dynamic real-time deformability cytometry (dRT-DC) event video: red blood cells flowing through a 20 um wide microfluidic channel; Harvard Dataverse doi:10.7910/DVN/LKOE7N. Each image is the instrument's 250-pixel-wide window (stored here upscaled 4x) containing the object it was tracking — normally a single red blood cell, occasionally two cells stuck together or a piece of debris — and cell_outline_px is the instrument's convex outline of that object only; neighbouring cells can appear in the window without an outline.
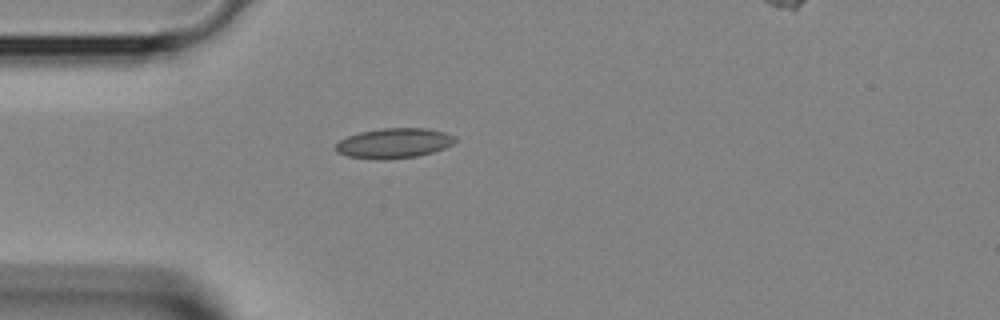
{"species": "Egyptian fruit bat (a non-hibernating species)", "species_latin": "Rousettus aegyptiacus", "temperature_condition": "room temperature", "stored_images_in_passage": 25, "camera_frame_rate_fps": 3000, "um_per_image_px": 0.085, "animal": {"sex": "female"}, "frame": {"image": 1, "passage_image": 1, "time_ms": 0.0, "image_size_px": [1000, 320], "cell_outline_px": [[456, 140], [452, 144], [444, 148], [432, 152], [416, 156], [384, 160], [348, 156], [336, 152], [336, 144], [340, 140], [348, 136], [360, 132], [380, 128], [428, 128], [444, 132], [456, 136]], "centroid_in_image_um": [33.5, 12.16], "position_along_channel_um": 51.5, "area_um2": 20.81}}
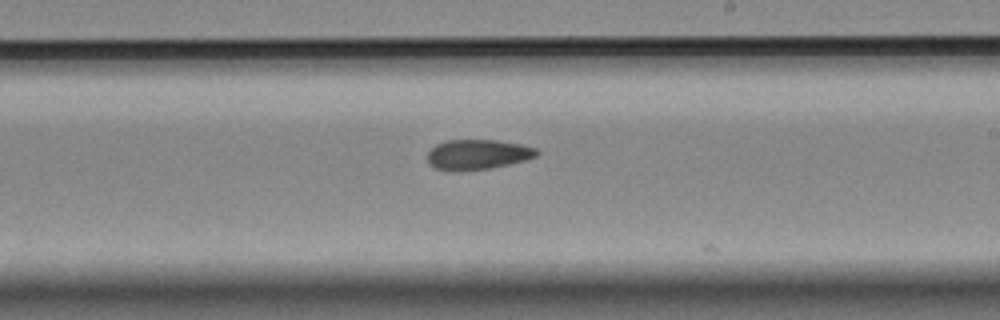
{"frame": {"image": 2, "passage_image": 14, "time_ms": 4.333, "image_size_px": [1000, 320], "cell_outline_px": [[540, 152], [536, 156], [524, 160], [508, 164], [488, 168], [460, 172], [452, 172], [436, 168], [428, 164], [428, 152], [436, 144], [448, 140], [496, 140], [520, 144], [536, 148]], "centroid_in_image_um": [40.57, 13.14], "position_along_channel_um": 248.4, "area_um2": 19.19}}
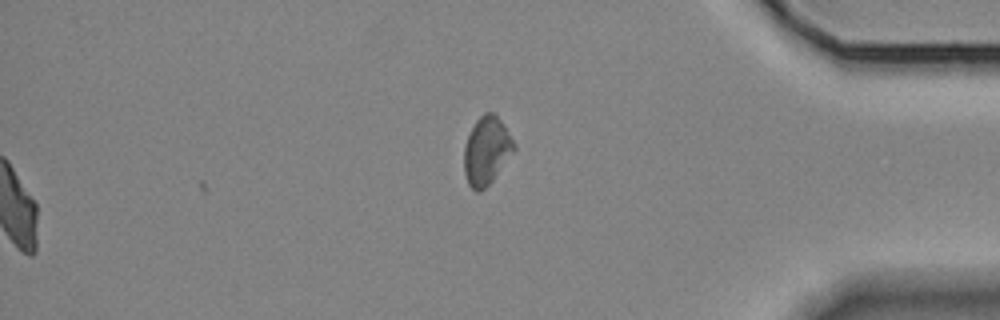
{"frame": {"image": 3, "passage_image": 25, "time_ms": 8.0, "image_size_px": [1000, 320], "cell_outline_px": [[516, 148], [492, 180], [480, 192], [476, 192], [468, 184], [464, 172], [464, 144], [476, 120], [484, 112], [492, 112], [504, 124], [516, 144]], "centroid_in_image_um": [41.35, 12.8], "position_along_channel_um": 393.9, "area_um2": 19.65}}